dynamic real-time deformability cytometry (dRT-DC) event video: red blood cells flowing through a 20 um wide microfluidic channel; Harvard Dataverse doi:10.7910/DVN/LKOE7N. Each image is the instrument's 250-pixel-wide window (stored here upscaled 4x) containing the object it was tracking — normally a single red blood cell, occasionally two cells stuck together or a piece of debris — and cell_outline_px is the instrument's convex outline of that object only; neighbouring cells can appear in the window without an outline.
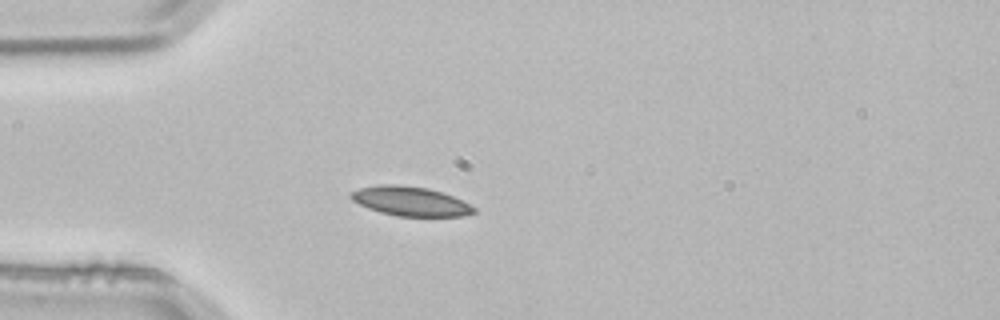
{"species": "common noctule bat (a hibernating species)", "species_latin": "Nyctalus noctula", "temperature_condition": "room temperature", "stored_images_in_passage": 2, "camera_frame_rate_fps": 3000, "um_per_image_px": 0.085, "animal": {"sex": "male", "body_mass_g": 21.5, "forearm_length_mm": 52.0}, "frame": {"image": 1, "passage_image": 2, "time_ms": 0.333, "image_size_px": [1000, 320], "cell_outline_px": [[476, 212], [464, 216], [396, 216], [380, 212], [368, 208], [352, 200], [348, 196], [348, 192], [360, 188], [380, 184], [400, 184], [428, 188], [452, 196], [476, 208]], "centroid_in_image_um": [34.84, 17.1], "position_along_channel_um": 50.2, "area_um2": 21.04}}